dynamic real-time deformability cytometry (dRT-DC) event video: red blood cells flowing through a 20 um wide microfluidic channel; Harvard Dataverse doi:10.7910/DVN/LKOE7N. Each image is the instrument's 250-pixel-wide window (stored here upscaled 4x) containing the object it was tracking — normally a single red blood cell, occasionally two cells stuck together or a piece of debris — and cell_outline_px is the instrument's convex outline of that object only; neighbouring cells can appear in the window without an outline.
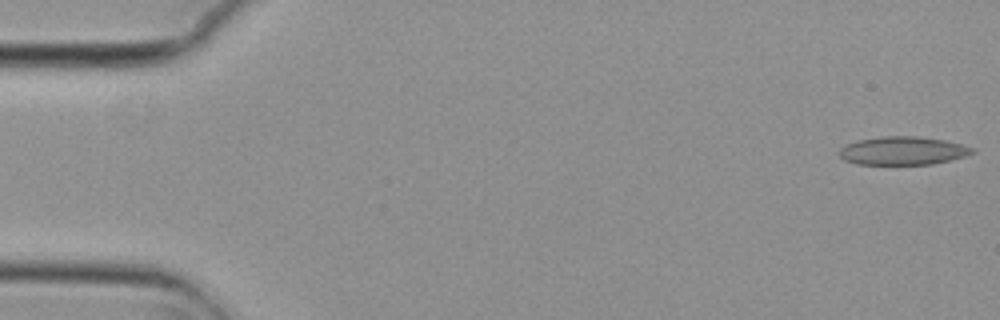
{"species": "common noctule bat (a hibernating species)", "species_latin": "Nyctalus noctula", "temperature_condition": "cold", "stored_images_in_passage": 55, "camera_frame_rate_fps": 3000, "um_per_image_px": 0.085, "animal": {"sex": "female", "body_mass_g": 29.2, "forearm_length_mm": 56.3}, "frame": {"image": 1, "passage_image": 1, "time_ms": 0.0, "image_size_px": [1000, 320], "cell_outline_px": [[976, 152], [964, 156], [932, 164], [856, 164], [844, 160], [840, 156], [840, 148], [848, 144], [860, 140], [880, 136], [916, 136], [944, 140], [960, 144], [972, 148]], "centroid_in_image_um": [76.72, 12.81], "position_along_channel_um": 8.3, "area_um2": 21.62}}
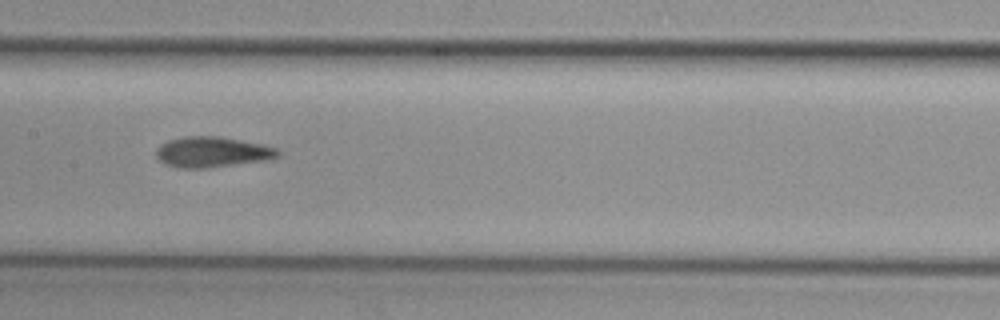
{"frame": {"image": 2, "passage_image": 27, "time_ms": 8.667, "image_size_px": [1000, 320], "cell_outline_px": [[280, 156], [264, 160], [204, 168], [180, 168], [164, 164], [156, 156], [156, 152], [160, 144], [168, 140], [184, 136], [220, 136], [264, 144], [276, 148], [280, 152]], "centroid_in_image_um": [18.02, 12.91], "position_along_channel_um": 189.4, "area_um2": 21.62}}
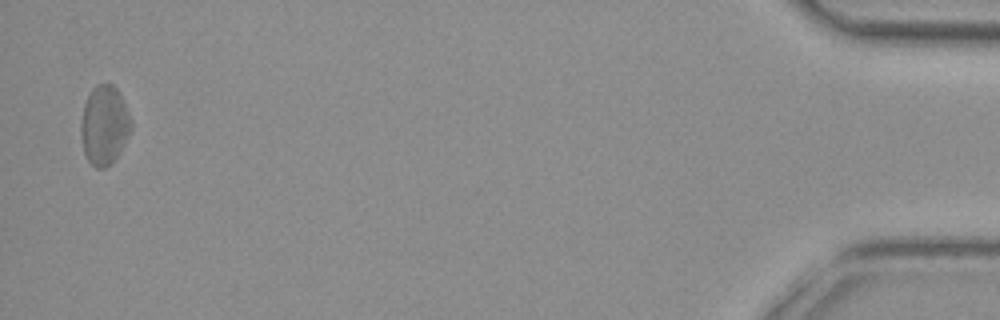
{"frame": {"image": 3, "passage_image": 54, "time_ms": 17.667, "image_size_px": [1000, 320], "cell_outline_px": [[132, 128], [120, 152], [112, 164], [104, 168], [96, 168], [88, 160], [84, 152], [80, 136], [80, 124], [84, 104], [92, 88], [96, 84], [112, 84], [116, 88], [132, 120]], "centroid_in_image_um": [8.86, 10.66], "position_along_channel_um": 426.3, "area_um2": 23.18}, "authors_computed_cell_mechanics": {"area_um2": 21.7328, "velocity_mm_per_s": 3.7025, "shape_relaxation_time_tau1_ms": 11.1252, "shape_relaxation_time_tau2_ms": 3.5754, "deformation_change_tau1": 0.168, "deformation_change_tau2": 0.0933}}